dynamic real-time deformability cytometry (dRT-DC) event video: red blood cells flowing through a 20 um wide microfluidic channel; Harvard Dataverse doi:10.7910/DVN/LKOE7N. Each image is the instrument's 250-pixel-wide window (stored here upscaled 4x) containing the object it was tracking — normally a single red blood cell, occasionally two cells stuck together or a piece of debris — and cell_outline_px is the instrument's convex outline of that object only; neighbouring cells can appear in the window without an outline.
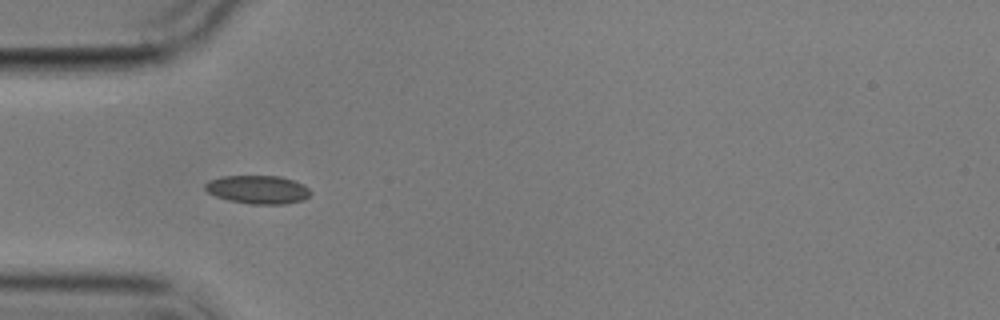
{"species": "common noctule bat (a hibernating species)", "species_latin": "Nyctalus noctula", "temperature_condition": "cold", "stored_images_in_passage": 12, "camera_frame_rate_fps": 3000, "um_per_image_px": 0.085, "animal": {"sex": "male", "body_mass_g": 17.9}, "frame": {"image": 1, "passage_image": 2, "time_ms": 2.0, "image_size_px": [1000, 320], "cell_outline_px": [[312, 192], [304, 200], [284, 204], [252, 204], [228, 200], [216, 196], [208, 192], [204, 188], [204, 184], [208, 180], [220, 176], [280, 176], [304, 184]], "centroid_in_image_um": [21.91, 16.11], "position_along_channel_um": 63.1, "area_um2": 17.51}}
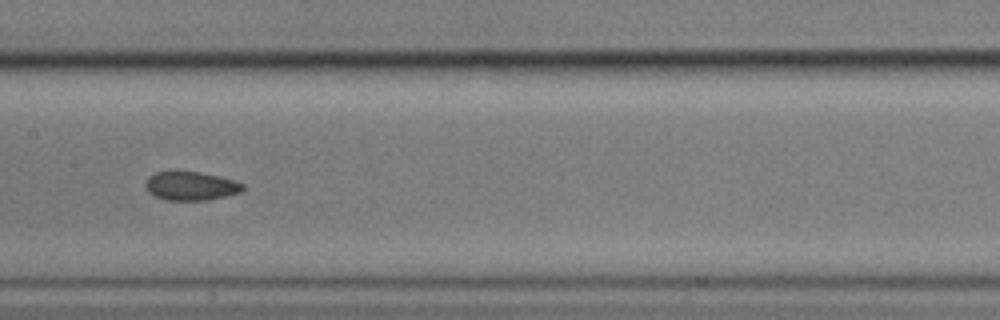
{"frame": {"image": 2, "passage_image": 5, "time_ms": 5.667, "image_size_px": [1000, 320], "cell_outline_px": [[244, 188], [240, 192], [224, 196], [204, 200], [164, 200], [148, 192], [144, 188], [144, 184], [148, 176], [156, 172], [176, 168], [200, 172], [220, 176], [236, 180], [244, 184]], "centroid_in_image_um": [16.16, 15.75], "position_along_channel_um": 191.2, "area_um2": 16.94}}
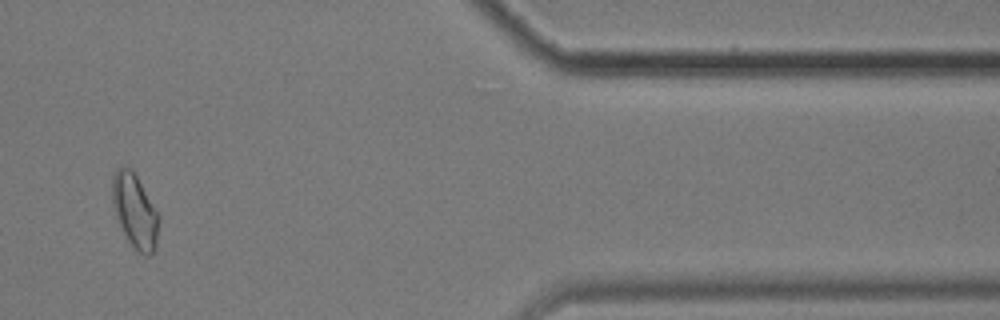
{"frame": {"image": 3, "passage_image": 11, "time_ms": 12.667, "image_size_px": [1000, 320], "cell_outline_px": [[160, 220], [156, 248], [148, 256], [144, 256], [124, 236], [116, 216], [112, 204], [112, 176], [116, 168], [124, 164], [132, 168], [160, 212]], "centroid_in_image_um": [11.49, 17.87], "position_along_channel_um": 399.9, "area_um2": 20.81}, "authors_computed_cell_mechanics": {"area_um2": 16.7909, "velocity_mm_per_s": 3.5263, "shape_relaxation_time_tau1_ms": null, "shape_relaxation_time_tau2_ms": 4.6966, "deformation_change_tau1": null, "deformation_change_tau2": 0.0703}}